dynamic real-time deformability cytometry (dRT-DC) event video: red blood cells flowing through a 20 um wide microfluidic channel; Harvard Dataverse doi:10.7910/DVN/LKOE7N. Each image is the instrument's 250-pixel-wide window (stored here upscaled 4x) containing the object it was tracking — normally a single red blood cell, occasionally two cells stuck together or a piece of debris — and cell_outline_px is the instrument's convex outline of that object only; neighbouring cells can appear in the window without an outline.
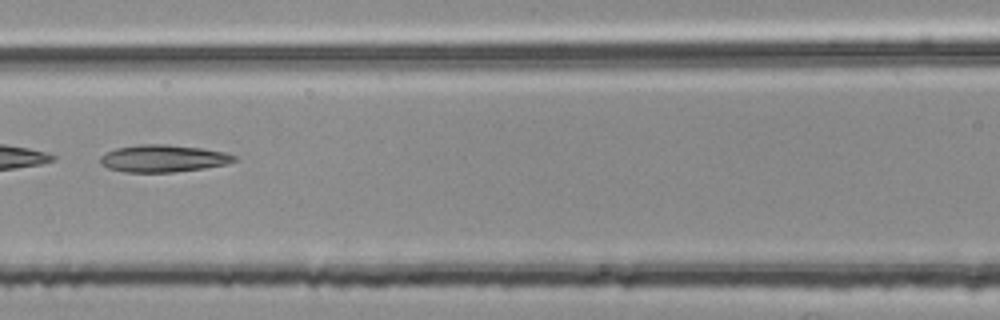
{"species": "common noctule bat (a hibernating species)", "species_latin": "Nyctalus noctula", "temperature_condition": "room temperature", "stored_images_in_passage": 6, "segment_of_instrument_passage": [2, 2], "camera_frame_rate_fps": 3000, "um_per_image_px": 0.085, "animal": {"sex": "female", "body_mass_g": 25.1}, "frame": {"image": 1, "passage_image": 6, "time_ms": 1.667, "image_size_px": [1000, 320], "cell_outline_px": [[236, 160], [228, 164], [204, 168], [172, 172], [124, 172], [108, 168], [100, 164], [100, 156], [104, 152], [116, 148], [140, 144], [168, 144], [204, 148], [228, 152], [236, 156]], "centroid_in_image_um": [13.88, 13.46], "position_along_channel_um": 152.7, "area_um2": 21.56}}